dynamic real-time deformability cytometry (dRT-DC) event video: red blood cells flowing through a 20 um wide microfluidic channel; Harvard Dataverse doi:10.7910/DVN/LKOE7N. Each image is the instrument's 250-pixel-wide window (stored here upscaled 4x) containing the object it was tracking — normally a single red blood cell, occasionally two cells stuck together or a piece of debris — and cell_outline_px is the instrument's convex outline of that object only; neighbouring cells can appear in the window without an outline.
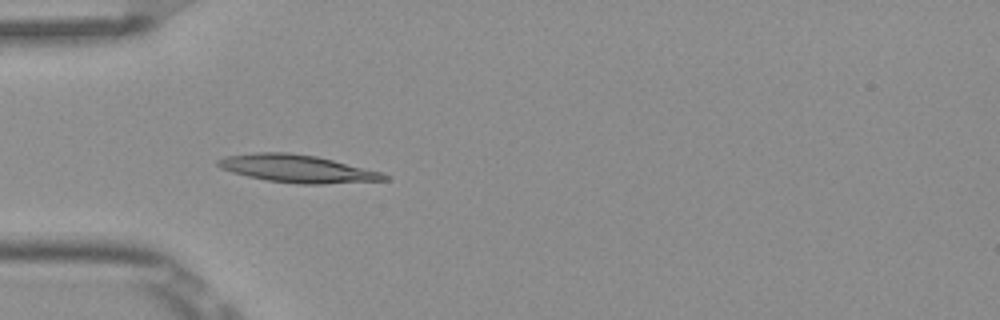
{"species": "Egyptian fruit bat (a non-hibernating species)", "species_latin": "Rousettus aegyptiacus", "temperature_condition": "room temperature", "stored_images_in_passage": 6, "camera_frame_rate_fps": 3000, "um_per_image_px": 0.085, "frame": {"image": 1, "passage_image": 5, "time_ms": 1.333, "image_size_px": [1000, 320], "cell_outline_px": [[388, 180], [320, 184], [300, 184], [268, 180], [248, 176], [232, 172], [220, 168], [216, 164], [216, 160], [224, 156], [256, 152], [288, 152], [316, 156], [384, 172], [388, 176]], "centroid_in_image_um": [25.27, 14.33], "position_along_channel_um": 59.7, "area_um2": 26.82}}
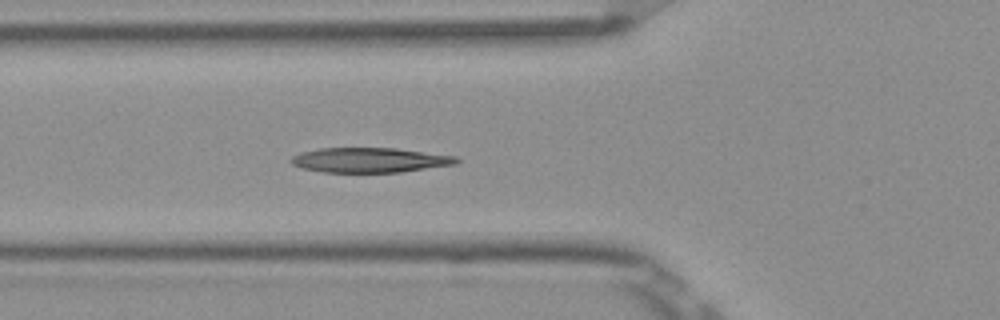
{"frame": {"image": 2, "passage_image": 6, "time_ms": 1.667, "image_size_px": [1000, 320], "cell_outline_px": [[460, 160], [456, 164], [400, 172], [324, 172], [304, 168], [292, 164], [288, 160], [292, 156], [300, 152], [320, 148], [396, 148], [456, 156]], "centroid_in_image_um": [31.42, 13.6], "position_along_channel_um": 94.4, "area_um2": 23.87}}